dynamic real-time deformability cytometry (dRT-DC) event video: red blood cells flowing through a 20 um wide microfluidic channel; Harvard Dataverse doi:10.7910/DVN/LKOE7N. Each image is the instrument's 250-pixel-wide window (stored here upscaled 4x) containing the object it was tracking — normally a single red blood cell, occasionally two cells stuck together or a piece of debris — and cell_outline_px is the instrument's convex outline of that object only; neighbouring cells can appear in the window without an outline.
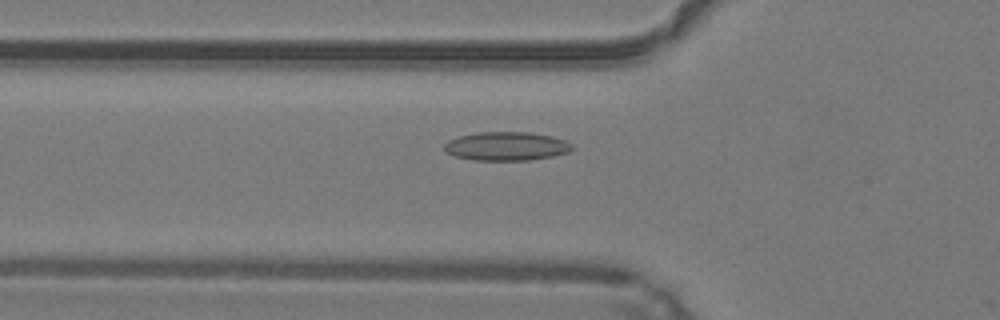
{"species": "common noctule bat (a hibernating species)", "species_latin": "Nyctalus noctula", "temperature_condition": "warm", "stored_images_in_passage": 50, "camera_frame_rate_fps": 3000, "um_per_image_px": 0.085, "animal": {"sex": "male", "body_mass_g": 19.2, "forearm_length_mm": 51.8}, "frame": {"image": 1, "passage_image": 18, "time_ms": 5.667, "image_size_px": [1000, 320], "cell_outline_px": [[572, 148], [568, 152], [552, 156], [532, 160], [472, 160], [456, 156], [448, 152], [444, 148], [444, 144], [448, 140], [460, 136], [476, 132], [528, 132], [552, 136], [564, 140], [572, 144]], "centroid_in_image_um": [43.04, 12.42], "position_along_channel_um": 82.8, "area_um2": 21.27}}
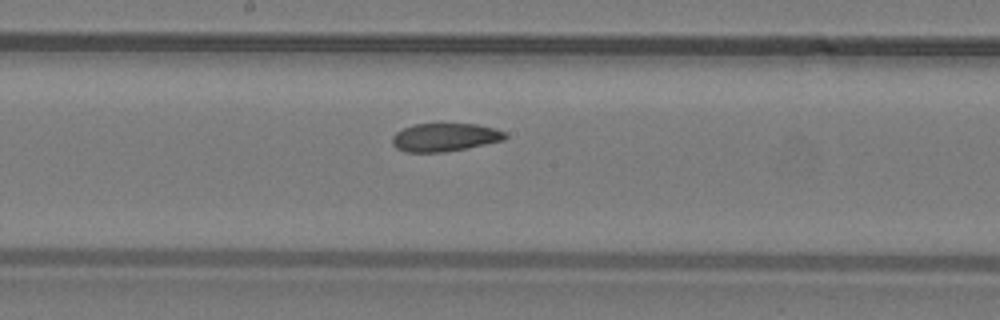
{"frame": {"image": 2, "passage_image": 27, "time_ms": 8.667, "image_size_px": [1000, 320], "cell_outline_px": [[508, 136], [504, 140], [444, 152], [404, 152], [396, 148], [392, 144], [392, 136], [396, 132], [412, 124], [476, 124], [496, 128], [504, 132]], "centroid_in_image_um": [37.78, 11.66], "position_along_channel_um": 210.4, "area_um2": 18.5}}
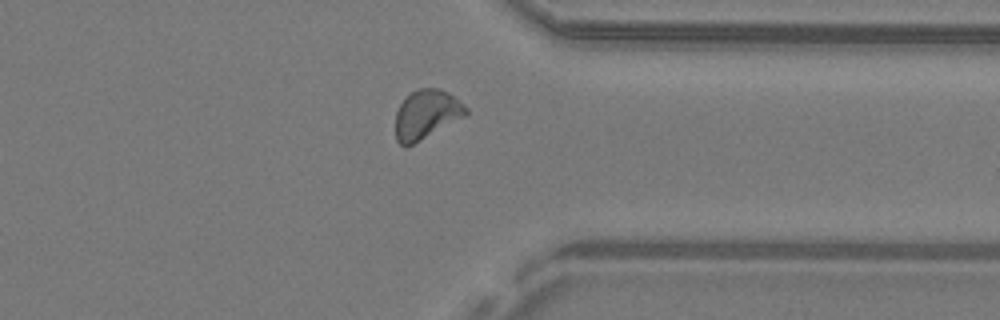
{"frame": {"image": 3, "passage_image": 39, "time_ms": 12.667, "image_size_px": [1000, 320], "cell_outline_px": [[468, 112], [464, 116], [412, 144], [404, 148], [396, 140], [396, 112], [400, 104], [416, 88], [440, 88], [448, 92], [464, 104], [468, 108]], "centroid_in_image_um": [36.23, 9.71], "position_along_channel_um": 375.2, "area_um2": 19.83}, "authors_computed_cell_mechanics": {"area_um2": 19.7387, "velocity_mm_per_s": 4.2157, "shape_relaxation_time_tau1_ms": null, "shape_relaxation_time_tau2_ms": 4.3313, "deformation_change_tau1": null, "deformation_change_tau2": 0.1018}}